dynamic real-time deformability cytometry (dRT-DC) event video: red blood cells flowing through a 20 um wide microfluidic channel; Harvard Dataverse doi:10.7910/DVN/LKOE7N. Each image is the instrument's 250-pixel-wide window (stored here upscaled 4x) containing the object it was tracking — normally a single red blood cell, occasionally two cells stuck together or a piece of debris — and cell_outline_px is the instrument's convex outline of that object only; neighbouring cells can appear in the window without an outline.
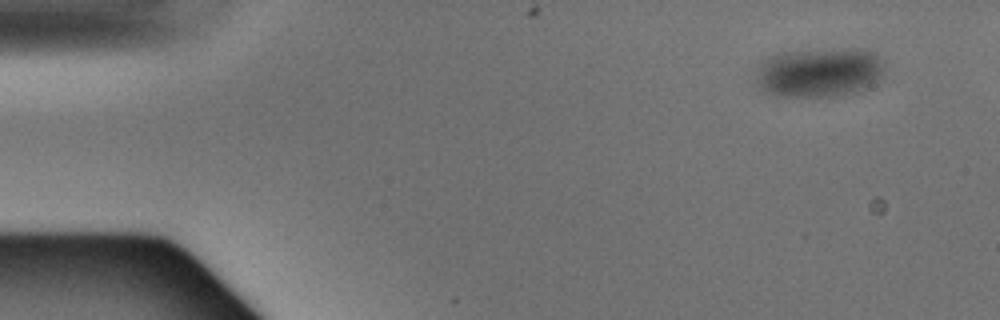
{"species": "Egyptian fruit bat (a non-hibernating species)", "species_latin": "Rousettus aegyptiacus", "temperature_condition": "warm", "stored_images_in_passage": 4, "camera_frame_rate_fps": 3000, "um_per_image_px": 0.085, "animal": {"sex": "male"}, "frame": {"image": 1, "passage_image": 1, "time_ms": 0.0, "image_size_px": [1000, 320], "cell_outline_px": [[884, 72], [880, 80], [856, 92], [836, 96], [776, 96], [764, 92], [752, 84], [756, 68], [768, 56], [780, 52], [844, 48], [868, 48], [876, 52], [880, 56], [884, 64]], "centroid_in_image_um": [69.61, 6.14], "position_along_channel_um": 15.4, "area_um2": 38.21}}